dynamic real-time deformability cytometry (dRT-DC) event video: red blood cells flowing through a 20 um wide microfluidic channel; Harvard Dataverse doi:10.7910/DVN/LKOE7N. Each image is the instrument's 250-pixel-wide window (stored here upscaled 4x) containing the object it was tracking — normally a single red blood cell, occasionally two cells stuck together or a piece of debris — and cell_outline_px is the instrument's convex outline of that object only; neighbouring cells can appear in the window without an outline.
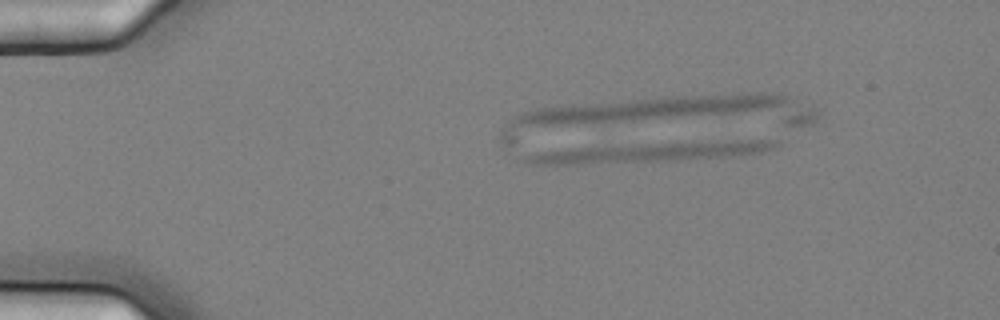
{"species": "common noctule bat (a hibernating species)", "species_latin": "Nyctalus noctula", "temperature_condition": "cold", "stored_images_in_passage": 5, "camera_frame_rate_fps": 3000, "um_per_image_px": 0.085, "animal": {"sex": "female", "body_mass_g": 25.1}, "frame": {"image": 1, "passage_image": 2, "time_ms": 0.333, "image_size_px": [1000, 320], "cell_outline_px": [[780, 140], [776, 148], [760, 152], [740, 156], [676, 160], [572, 164], [528, 164], [520, 160], [520, 152], [568, 148], [776, 136], [780, 136]], "centroid_in_image_um": [55.47, 12.88], "position_along_channel_um": 29.5, "area_um2": 30.69}}